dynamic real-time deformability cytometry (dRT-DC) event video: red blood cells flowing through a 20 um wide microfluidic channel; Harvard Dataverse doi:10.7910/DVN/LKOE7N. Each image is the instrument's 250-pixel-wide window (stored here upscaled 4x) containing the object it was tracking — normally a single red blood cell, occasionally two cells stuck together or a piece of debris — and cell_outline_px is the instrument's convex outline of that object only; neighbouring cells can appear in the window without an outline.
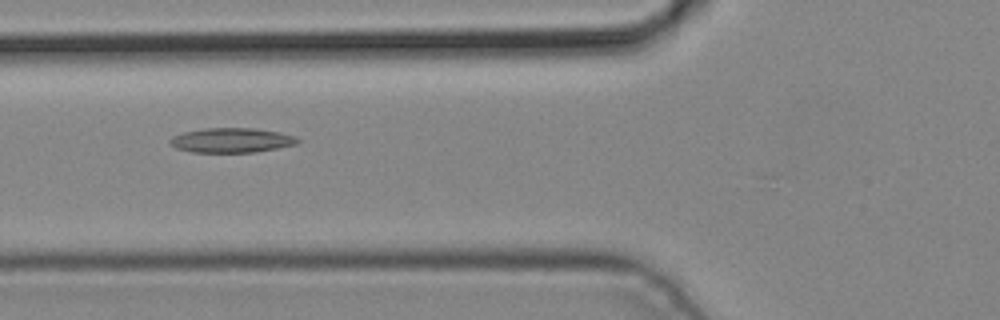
{"species": "common noctule bat (a hibernating species)", "species_latin": "Nyctalus noctula", "temperature_condition": "cold", "stored_images_in_passage": 2, "camera_frame_rate_fps": 3000, "um_per_image_px": 0.085, "animal": {"sex": "male", "body_mass_g": 19.2, "forearm_length_mm": 51.8}, "frame": {"image": 1, "passage_image": 2, "time_ms": 0.333, "image_size_px": [1000, 320], "cell_outline_px": [[300, 140], [296, 144], [256, 152], [192, 152], [176, 148], [168, 140], [172, 136], [184, 132], [204, 128], [256, 128], [280, 132], [296, 136]], "centroid_in_image_um": [19.69, 11.91], "position_along_channel_um": 106.1, "area_um2": 18.32}}